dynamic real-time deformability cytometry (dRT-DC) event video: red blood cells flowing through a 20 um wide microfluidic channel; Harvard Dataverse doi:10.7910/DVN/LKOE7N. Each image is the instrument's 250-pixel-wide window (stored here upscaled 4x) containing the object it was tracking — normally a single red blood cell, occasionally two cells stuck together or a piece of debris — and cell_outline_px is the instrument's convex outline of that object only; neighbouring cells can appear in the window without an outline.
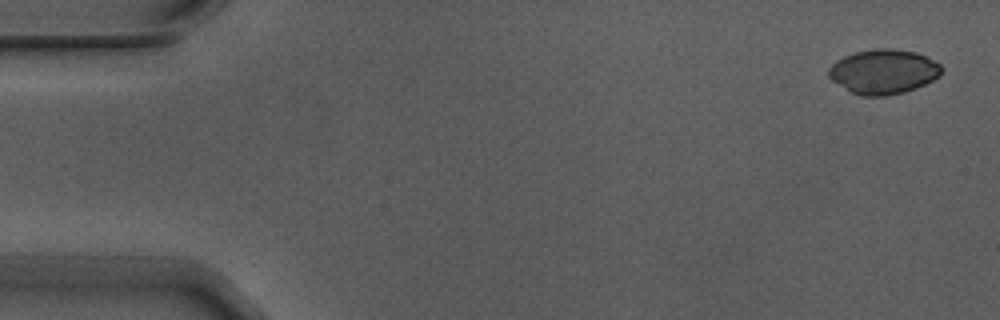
{"species": "Egyptian fruit bat (a non-hibernating species)", "species_latin": "Rousettus aegyptiacus", "temperature_condition": "warm", "stored_images_in_passage": 4, "camera_frame_rate_fps": 3000, "um_per_image_px": 0.085, "animal": {"sex": "male"}, "frame": {"image": 1, "passage_image": 1, "time_ms": 0.0, "image_size_px": [1000, 320], "cell_outline_px": [[944, 68], [940, 76], [916, 88], [904, 92], [884, 96], [860, 96], [848, 92], [832, 80], [828, 76], [828, 68], [836, 60], [844, 56], [856, 52], [876, 48], [892, 48], [916, 52], [940, 64]], "centroid_in_image_um": [75.07, 6.1], "position_along_channel_um": 9.9, "area_um2": 29.54}}